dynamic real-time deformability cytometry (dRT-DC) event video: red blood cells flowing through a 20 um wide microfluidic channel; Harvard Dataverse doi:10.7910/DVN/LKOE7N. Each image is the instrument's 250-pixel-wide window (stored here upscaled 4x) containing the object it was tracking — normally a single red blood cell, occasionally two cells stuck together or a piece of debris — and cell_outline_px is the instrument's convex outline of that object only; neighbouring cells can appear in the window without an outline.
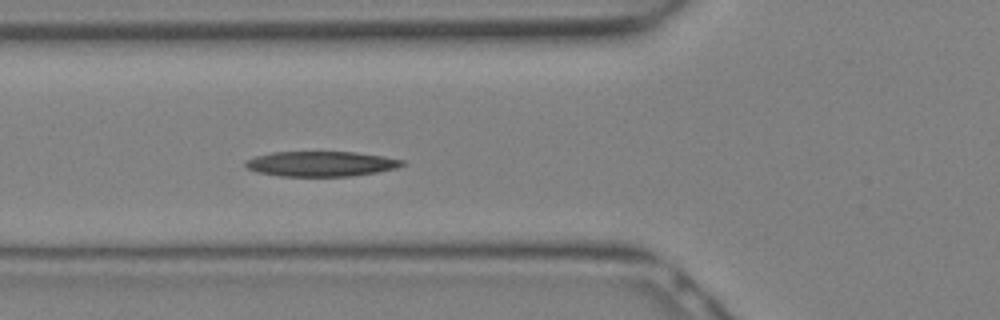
{"species": "Egyptian fruit bat (a non-hibernating species)", "species_latin": "Rousettus aegyptiacus", "temperature_condition": "warm", "stored_images_in_passage": 11, "camera_frame_rate_fps": 3000, "um_per_image_px": 0.085, "animal": {"sex": "female"}, "frame": {"image": 1, "passage_image": 11, "time_ms": 3.333, "image_size_px": [1000, 320], "cell_outline_px": [[404, 164], [396, 168], [376, 172], [352, 176], [280, 176], [256, 172], [248, 168], [244, 164], [244, 160], [256, 156], [272, 152], [356, 152], [404, 160]], "centroid_in_image_um": [27.24, 13.92], "position_along_channel_um": 98.6, "area_um2": 22.83}}